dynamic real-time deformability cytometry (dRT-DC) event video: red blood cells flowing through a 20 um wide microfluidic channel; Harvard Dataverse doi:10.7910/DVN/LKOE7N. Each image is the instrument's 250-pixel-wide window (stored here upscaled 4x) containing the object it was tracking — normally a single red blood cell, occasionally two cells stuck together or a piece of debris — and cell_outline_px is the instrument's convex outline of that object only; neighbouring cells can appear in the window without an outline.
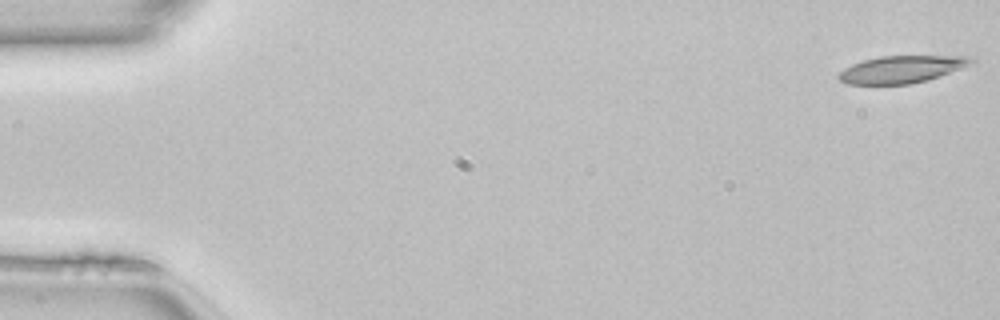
{"species": "common noctule bat (a hibernating species)", "species_latin": "Nyctalus noctula", "temperature_condition": "room temperature", "stored_images_in_passage": 50, "camera_frame_rate_fps": 3000, "um_per_image_px": 0.085, "animal": {"sex": "female", "body_mass_g": 22.7, "forearm_length_mm": 54.2}, "frame": {"image": 1, "passage_image": 1, "time_ms": 0.0, "image_size_px": [1000, 320], "cell_outline_px": [[976, 60], [960, 68], [928, 80], [912, 84], [848, 84], [840, 80], [836, 76], [844, 68], [852, 64], [864, 60], [880, 56], [972, 56]], "centroid_in_image_um": [76.6, 5.89], "position_along_channel_um": 8.4, "area_um2": 20.87}}
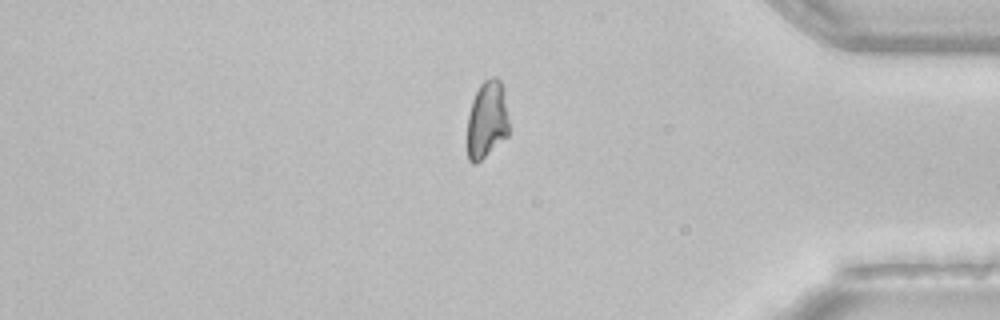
{"frame": {"image": 2, "passage_image": 42, "time_ms": 13.667, "image_size_px": [1000, 320], "cell_outline_px": [[508, 136], [476, 164], [472, 164], [468, 160], [468, 116], [472, 100], [480, 84], [484, 80], [492, 76], [496, 76], [500, 80], [504, 88], [508, 120]], "centroid_in_image_um": [41.4, 10.16], "position_along_channel_um": 393.8, "area_um2": 18.9}}
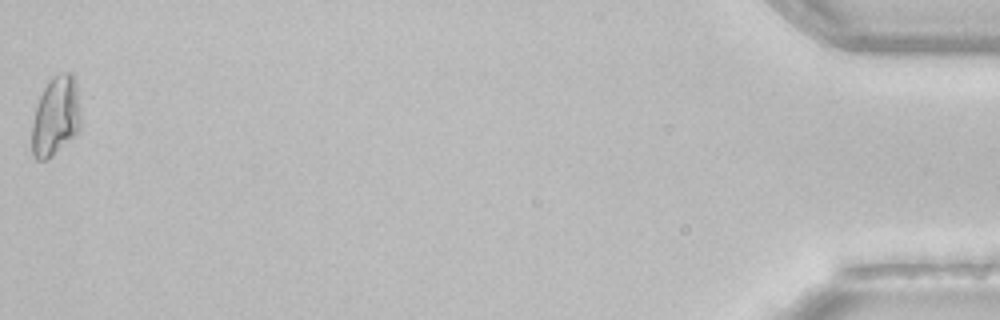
{"frame": {"image": 3, "passage_image": 50, "time_ms": 16.333, "image_size_px": [1000, 320], "cell_outline_px": [[80, 128], [52, 156], [44, 160], [36, 160], [32, 156], [32, 120], [40, 96], [44, 88], [52, 76], [60, 72], [72, 72], [76, 80], [80, 108]], "centroid_in_image_um": [4.73, 9.84], "position_along_channel_um": 430.5, "area_um2": 22.6}, "authors_computed_cell_mechanics": {"area_um2": 20.5479, "velocity_mm_per_s": 4.0956, "shape_relaxation_time_tau1_ms": null, "shape_relaxation_time_tau2_ms": 11.0844, "deformation_change_tau1": null, "deformation_change_tau2": 0.2507}}